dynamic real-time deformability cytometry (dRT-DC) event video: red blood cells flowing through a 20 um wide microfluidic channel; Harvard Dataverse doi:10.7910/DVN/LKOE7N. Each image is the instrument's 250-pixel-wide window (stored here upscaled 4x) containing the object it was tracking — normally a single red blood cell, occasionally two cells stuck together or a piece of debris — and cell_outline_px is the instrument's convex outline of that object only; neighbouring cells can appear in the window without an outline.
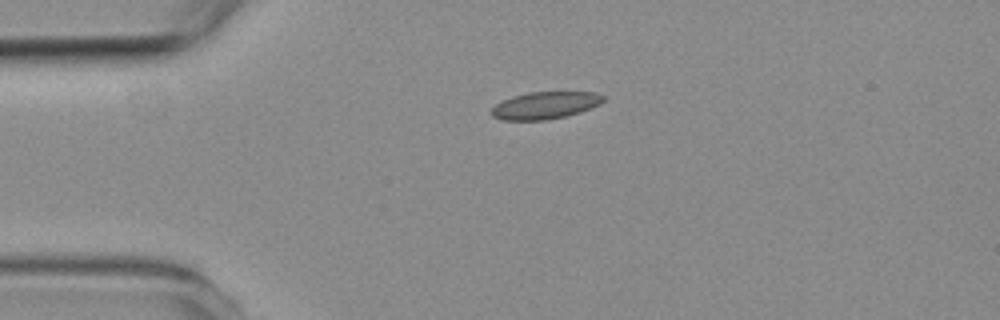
{"species": "common noctule bat (a hibernating species)", "species_latin": "Nyctalus noctula", "temperature_condition": "room temperature", "stored_images_in_passage": 2, "camera_frame_rate_fps": 3000, "um_per_image_px": 0.085, "animal": {"sex": "female", "body_mass_g": 19.3, "forearm_length_mm": 54.1}, "frame": {"image": 1, "passage_image": 1, "time_ms": 0.0, "image_size_px": [1000, 320], "cell_outline_px": [[604, 100], [600, 104], [580, 112], [548, 120], [500, 120], [492, 116], [492, 108], [496, 104], [504, 100], [528, 92], [596, 92], [604, 96]], "centroid_in_image_um": [46.35, 8.96], "position_along_channel_um": 38.7, "area_um2": 17.57}}